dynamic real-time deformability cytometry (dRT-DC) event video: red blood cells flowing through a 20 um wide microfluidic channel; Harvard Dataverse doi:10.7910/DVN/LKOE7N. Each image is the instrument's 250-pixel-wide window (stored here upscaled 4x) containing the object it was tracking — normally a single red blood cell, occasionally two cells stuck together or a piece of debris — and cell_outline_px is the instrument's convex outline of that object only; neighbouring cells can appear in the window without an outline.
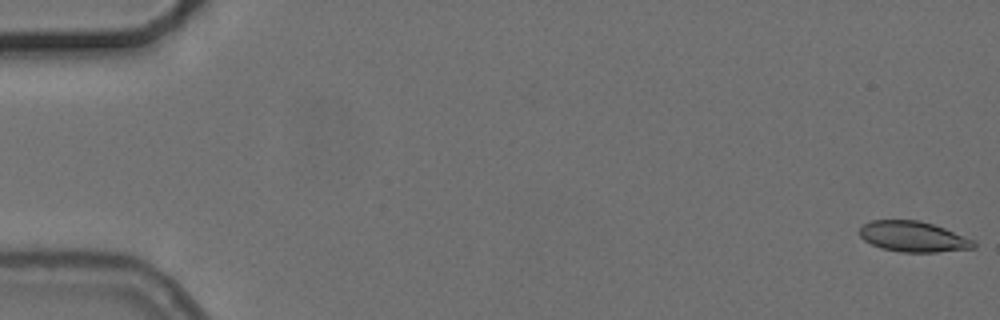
{"species": "common noctule bat (a hibernating species)", "species_latin": "Nyctalus noctula", "temperature_condition": "cold", "stored_images_in_passage": 56, "camera_frame_rate_fps": 3000, "um_per_image_px": 0.085, "animal": {"sex": "female", "body_mass_g": 24.6, "forearm_length_mm": 56.2}, "frame": {"image": 1, "passage_image": 1, "time_ms": 0.0, "image_size_px": [1000, 320], "cell_outline_px": [[976, 248], [936, 252], [900, 252], [880, 248], [864, 240], [860, 236], [860, 228], [864, 224], [872, 220], [920, 220], [944, 228], [976, 240]], "centroid_in_image_um": [77.65, 20.12], "position_along_channel_um": 7.3, "area_um2": 20.4}}
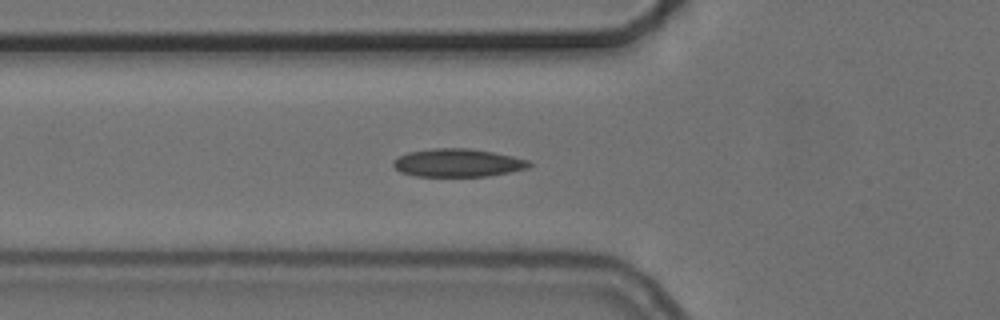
{"frame": {"image": 2, "passage_image": 20, "time_ms": 6.333, "image_size_px": [1000, 320], "cell_outline_px": [[532, 164], [528, 168], [488, 176], [416, 176], [400, 172], [392, 164], [392, 160], [408, 152], [432, 148], [468, 148], [492, 152], [512, 156], [528, 160]], "centroid_in_image_um": [38.88, 13.84], "position_along_channel_um": 86.9, "area_um2": 22.14}}
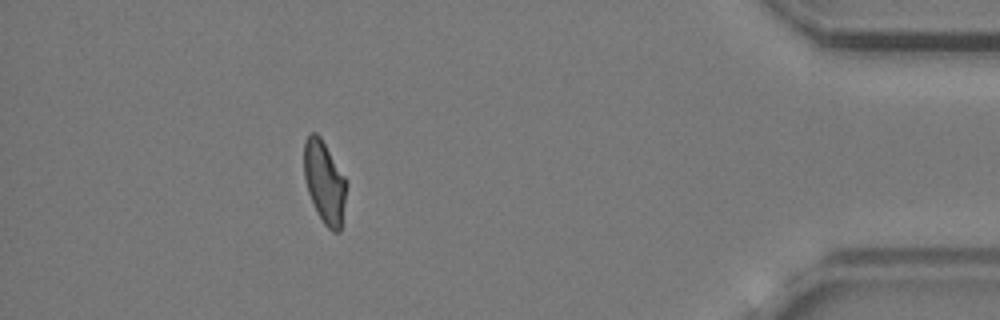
{"frame": {"image": 3, "passage_image": 50, "time_ms": 16.333, "image_size_px": [1000, 320], "cell_outline_px": [[348, 184], [340, 232], [332, 232], [324, 224], [308, 192], [304, 176], [304, 140], [312, 132], [316, 132], [320, 136], [344, 176]], "centroid_in_image_um": [27.59, 15.48], "position_along_channel_um": 407.6, "area_um2": 20.17}, "authors_computed_cell_mechanics": {"area_um2": 21.1259, "velocity_mm_per_s": 3.713, "shape_relaxation_time_tau1_ms": 7.8608, "shape_relaxation_time_tau2_ms": 1.8243, "deformation_change_tau1": 0.1781, "deformation_change_tau2": 0.0929}}